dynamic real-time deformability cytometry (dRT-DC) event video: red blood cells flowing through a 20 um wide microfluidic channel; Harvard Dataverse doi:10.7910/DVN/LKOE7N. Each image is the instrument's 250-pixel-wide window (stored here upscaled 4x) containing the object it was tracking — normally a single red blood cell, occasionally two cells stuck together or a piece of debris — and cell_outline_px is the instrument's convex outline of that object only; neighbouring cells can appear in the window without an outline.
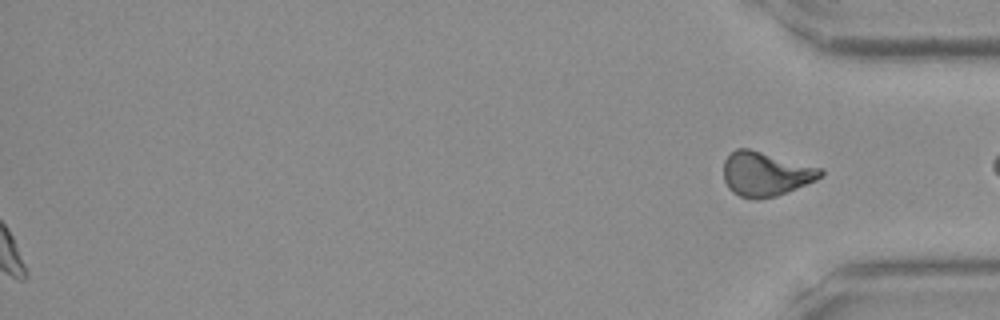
{"species": "Egyptian fruit bat (a non-hibernating species)", "species_latin": "Rousettus aegyptiacus", "temperature_condition": "room temperature", "stored_images_in_passage": 44, "segment_of_instrument_passage": [2, 2], "camera_frame_rate_fps": 3000, "um_per_image_px": 0.085, "frame": {"image": 1, "passage_image": 44, "time_ms": 14.333, "image_size_px": [1000, 320], "cell_outline_px": [[824, 176], [816, 180], [788, 192], [776, 196], [760, 200], [748, 200], [732, 192], [728, 188], [724, 180], [724, 160], [736, 148], [748, 148], [824, 168]], "centroid_in_image_um": [65.1, 14.8], "position_along_channel_um": 370.1, "area_um2": 25.49}}